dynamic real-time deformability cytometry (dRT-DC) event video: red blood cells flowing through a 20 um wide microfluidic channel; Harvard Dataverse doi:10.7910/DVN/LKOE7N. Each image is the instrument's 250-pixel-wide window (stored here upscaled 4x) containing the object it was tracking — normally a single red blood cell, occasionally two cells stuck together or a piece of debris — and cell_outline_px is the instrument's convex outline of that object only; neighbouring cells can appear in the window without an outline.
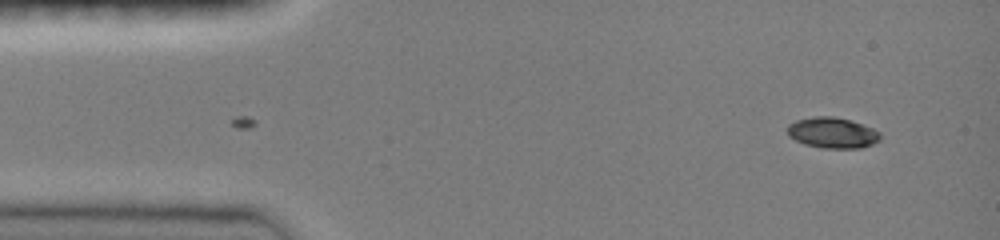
{"species": "common noctule bat (a hibernating species)", "species_latin": "Nyctalus noctula", "temperature_condition": "room temperature", "stored_images_in_passage": 7, "camera_frame_rate_fps": 3000, "um_per_image_px": 0.085, "animal": {"sex": "female", "body_mass_g": 19.0, "forearm_length_mm": 51.5}, "frame": {"image": 1, "passage_image": 7, "time_ms": 2.0, "image_size_px": [1000, 240], "cell_outline_px": [[880, 140], [872, 144], [860, 148], [820, 148], [804, 144], [788, 136], [788, 124], [796, 120], [816, 116], [832, 116], [848, 120], [872, 128], [880, 132]], "centroid_in_image_um": [70.74, 11.29], "position_along_channel_um": 14.3, "area_um2": 16.53}}